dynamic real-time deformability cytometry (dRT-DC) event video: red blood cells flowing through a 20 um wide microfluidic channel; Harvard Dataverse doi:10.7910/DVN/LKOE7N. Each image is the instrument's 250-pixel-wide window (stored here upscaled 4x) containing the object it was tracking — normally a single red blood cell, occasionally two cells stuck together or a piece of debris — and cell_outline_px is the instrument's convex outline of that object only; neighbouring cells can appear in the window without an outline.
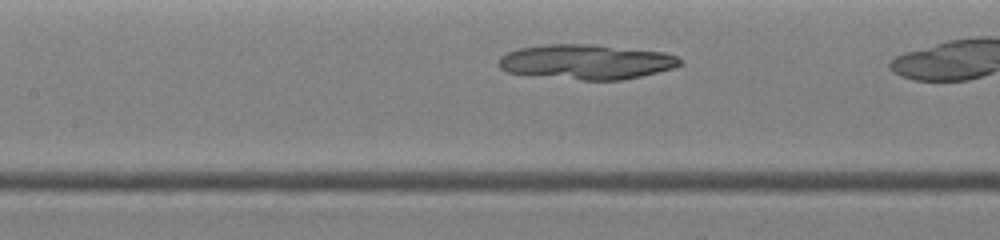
{"species": "common noctule bat (a hibernating species)", "species_latin": "Nyctalus noctula", "temperature_condition": "warm", "stored_images_in_passage": 12, "camera_frame_rate_fps": 3000, "um_per_image_px": 0.085, "animal": {"sex": "female", "body_mass_g": 19.0, "forearm_length_mm": 51.5}, "frame": {"image": 1, "passage_image": 7, "time_ms": 2.0, "image_size_px": [1000, 240], "cell_outline_px": [[684, 64], [672, 68], [640, 76], [620, 80], [580, 80], [508, 72], [500, 68], [496, 64], [496, 60], [500, 56], [508, 52], [520, 48], [544, 44], [596, 44], [664, 52], [676, 56]], "centroid_in_image_um": [49.82, 5.24], "position_along_channel_um": 157.6, "area_um2": 36.88}}